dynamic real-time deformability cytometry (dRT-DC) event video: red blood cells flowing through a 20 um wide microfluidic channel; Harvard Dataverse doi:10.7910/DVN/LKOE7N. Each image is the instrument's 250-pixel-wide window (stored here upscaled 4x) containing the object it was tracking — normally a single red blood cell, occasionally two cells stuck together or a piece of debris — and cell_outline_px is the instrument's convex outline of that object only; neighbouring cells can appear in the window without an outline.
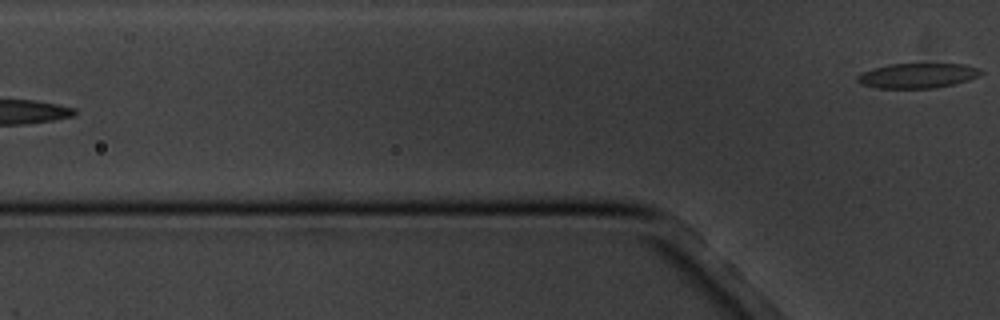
{"species": "common noctule bat (a hibernating species)", "species_latin": "Nyctalus noctula", "temperature_condition": "cold", "stored_images_in_passage": 7, "camera_frame_rate_fps": 3000, "um_per_image_px": 0.085, "animal": {"sex": "male", "body_mass_g": 20.1, "forearm_length_mm": 53.5}, "frame": {"image": 1, "passage_image": 7, "time_ms": 7.0, "image_size_px": [1000, 320], "cell_outline_px": [[984, 72], [980, 76], [968, 80], [952, 84], [932, 88], [876, 88], [860, 84], [856, 80], [856, 76], [872, 68], [888, 64], [964, 64], [980, 68]], "centroid_in_image_um": [77.99, 6.42], "position_along_channel_um": 47.8, "area_um2": 17.98}}